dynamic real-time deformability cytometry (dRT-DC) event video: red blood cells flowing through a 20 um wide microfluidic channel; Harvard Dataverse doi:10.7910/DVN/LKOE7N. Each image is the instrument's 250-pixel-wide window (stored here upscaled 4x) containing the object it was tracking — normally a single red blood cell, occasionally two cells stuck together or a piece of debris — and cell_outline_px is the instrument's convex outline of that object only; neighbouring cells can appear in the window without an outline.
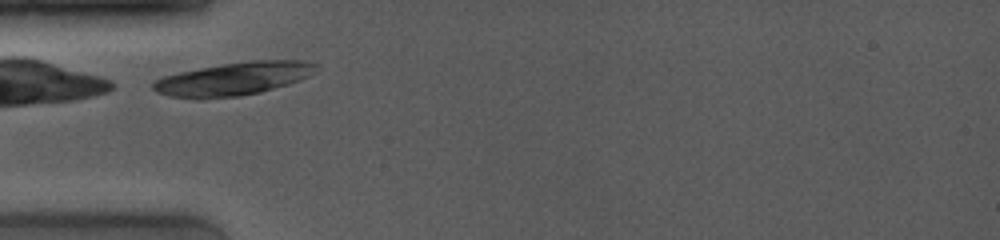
{"species": "common noctule bat (a hibernating species)", "species_latin": "Nyctalus noctula", "temperature_condition": "room temperature", "stored_images_in_passage": 1, "camera_frame_rate_fps": 4000, "um_per_image_px": 0.085, "animal": {"sex": "female", "body_mass_g": 19.0, "forearm_length_mm": 53.3}, "frame": {"image": 1, "passage_image": 1, "time_ms": 0.0, "image_size_px": [1000, 240], "cell_outline_px": [[320, 68], [316, 72], [300, 80], [288, 84], [260, 92], [240, 96], [200, 100], [168, 96], [156, 92], [152, 88], [152, 84], [156, 80], [164, 76], [180, 72], [200, 68], [224, 64], [252, 60], [304, 60], [316, 64]], "centroid_in_image_um": [19.86, 6.71], "position_along_channel_um": 65.1, "area_um2": 31.67}}